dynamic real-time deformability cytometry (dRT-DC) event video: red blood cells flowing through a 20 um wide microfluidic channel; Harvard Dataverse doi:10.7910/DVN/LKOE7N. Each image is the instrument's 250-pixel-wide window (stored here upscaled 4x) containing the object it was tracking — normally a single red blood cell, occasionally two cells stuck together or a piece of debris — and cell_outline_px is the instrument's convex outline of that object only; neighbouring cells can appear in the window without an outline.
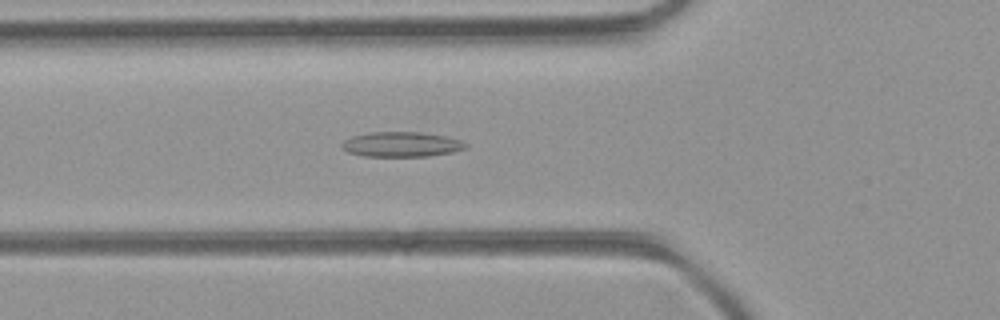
{"species": "common noctule bat (a hibernating species)", "species_latin": "Nyctalus noctula", "temperature_condition": "room temperature", "stored_images_in_passage": 53, "camera_frame_rate_fps": 3000, "um_per_image_px": 0.085, "animal": {"sex": "female", "body_mass_g": 21.9}, "frame": {"image": 1, "passage_image": 19, "time_ms": 6.0, "image_size_px": [1000, 320], "cell_outline_px": [[468, 148], [452, 152], [428, 156], [364, 156], [348, 152], [340, 144], [344, 140], [352, 136], [368, 132], [420, 132], [444, 136], [460, 140], [468, 144]], "centroid_in_image_um": [34.13, 12.27], "position_along_channel_um": 91.7, "area_um2": 17.98}}
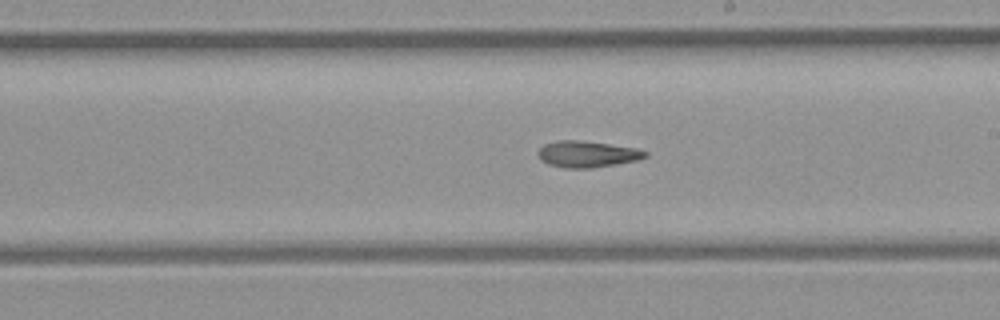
{"frame": {"image": 2, "passage_image": 30, "time_ms": 9.667, "image_size_px": [1000, 320], "cell_outline_px": [[648, 156], [640, 160], [592, 168], [564, 168], [548, 164], [540, 160], [536, 152], [544, 144], [556, 140], [576, 140], [608, 144], [636, 148], [648, 152]], "centroid_in_image_um": [49.9, 13.11], "position_along_channel_um": 239.1, "area_um2": 16.59}}
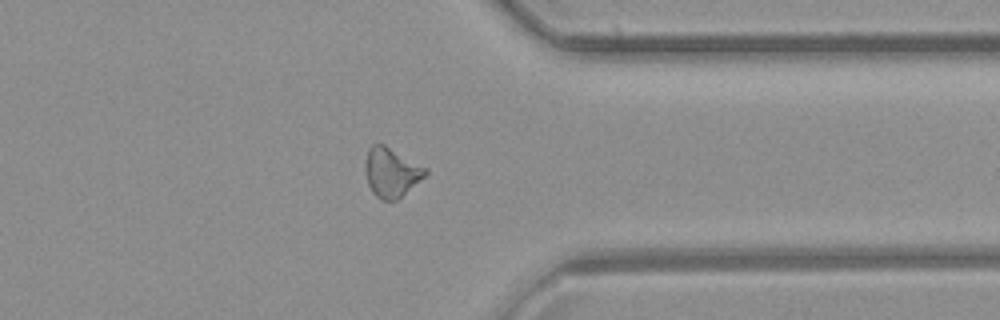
{"frame": {"image": 3, "passage_image": 41, "time_ms": 13.333, "image_size_px": [1000, 320], "cell_outline_px": [[428, 172], [424, 176], [396, 200], [380, 200], [372, 192], [368, 184], [364, 168], [368, 148], [372, 144], [384, 144], [428, 168]], "centroid_in_image_um": [33.24, 14.63], "position_along_channel_um": 378.2, "area_um2": 17.17}}